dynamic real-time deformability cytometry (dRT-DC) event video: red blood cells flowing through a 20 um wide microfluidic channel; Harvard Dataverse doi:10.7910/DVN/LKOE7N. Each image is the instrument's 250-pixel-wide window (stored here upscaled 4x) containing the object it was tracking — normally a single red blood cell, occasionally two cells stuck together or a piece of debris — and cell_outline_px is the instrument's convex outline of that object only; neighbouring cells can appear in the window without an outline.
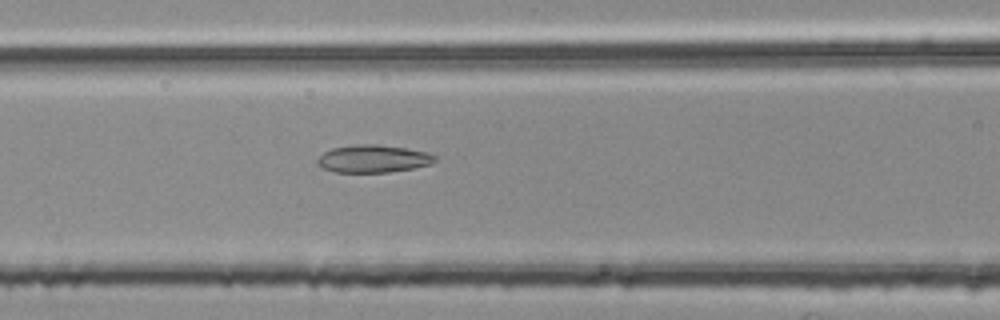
{"species": "common noctule bat (a hibernating species)", "species_latin": "Nyctalus noctula", "temperature_condition": "room temperature", "stored_images_in_passage": 40, "camera_frame_rate_fps": 3000, "um_per_image_px": 0.085, "animal": {"sex": "female", "body_mass_g": 25.1}, "frame": {"image": 1, "passage_image": 13, "time_ms": 4.0, "image_size_px": [1000, 320], "cell_outline_px": [[436, 160], [432, 164], [412, 168], [388, 172], [336, 172], [324, 168], [316, 164], [316, 160], [324, 152], [332, 148], [356, 144], [376, 144], [404, 148], [428, 152], [436, 156]], "centroid_in_image_um": [31.72, 13.49], "position_along_channel_um": 134.9, "area_um2": 18.84}}
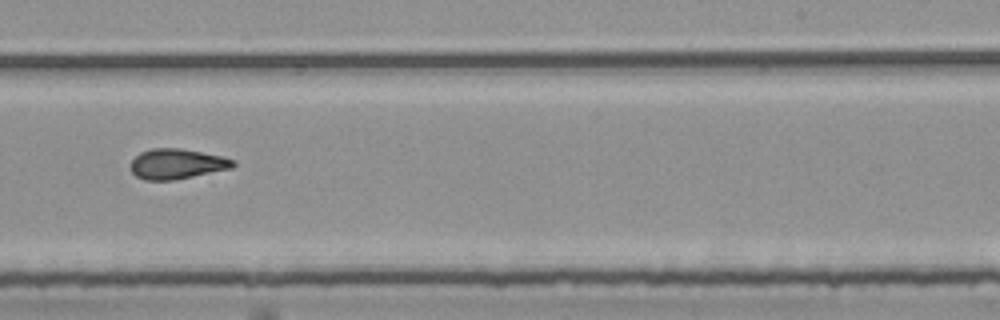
{"frame": {"image": 2, "passage_image": 24, "time_ms": 7.667, "image_size_px": [1000, 320], "cell_outline_px": [[236, 164], [232, 168], [172, 180], [144, 180], [136, 176], [132, 172], [132, 160], [140, 152], [152, 148], [180, 148], [224, 156], [236, 160]], "centroid_in_image_um": [15.06, 13.92], "position_along_channel_um": 273.9, "area_um2": 17.98}}
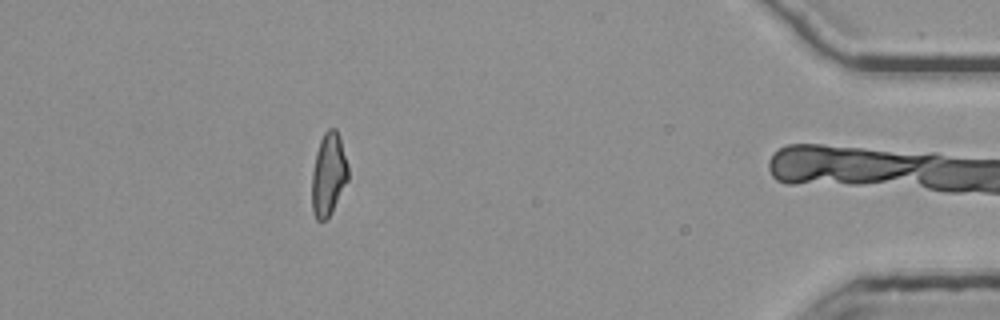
{"frame": {"image": 3, "passage_image": 39, "time_ms": 12.667, "image_size_px": [1000, 320], "cell_outline_px": [[348, 180], [328, 216], [324, 220], [316, 220], [312, 212], [312, 172], [316, 152], [320, 140], [324, 132], [328, 128], [336, 128], [340, 136], [348, 164]], "centroid_in_image_um": [27.92, 14.77], "position_along_channel_um": 407.3, "area_um2": 17.4}, "authors_computed_cell_mechanics": {"area_um2": 17.9758, "velocity_mm_per_s": 3.8015, "shape_relaxation_time_tau1_ms": null, "shape_relaxation_time_tau2_ms": 2.7658, "deformation_change_tau1": null, "deformation_change_tau2": 0.1085}}